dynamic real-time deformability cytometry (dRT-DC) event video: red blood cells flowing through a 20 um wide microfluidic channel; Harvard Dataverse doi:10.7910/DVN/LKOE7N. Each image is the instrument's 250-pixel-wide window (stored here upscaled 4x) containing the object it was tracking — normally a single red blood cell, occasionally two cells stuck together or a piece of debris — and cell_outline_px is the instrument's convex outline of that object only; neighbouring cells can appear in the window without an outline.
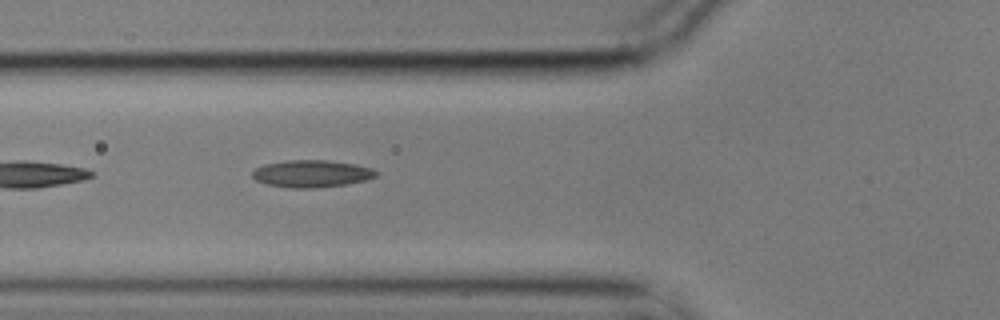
{"species": "common noctule bat (a hibernating species)", "species_latin": "Nyctalus noctula", "temperature_condition": "cold", "stored_images_in_passage": 15, "camera_frame_rate_fps": 3000, "um_per_image_px": 0.085, "animal": {"sex": "male", "body_mass_g": 17.9}, "frame": {"image": 1, "passage_image": 5, "time_ms": 1.333, "image_size_px": [1000, 320], "cell_outline_px": [[380, 172], [376, 176], [364, 180], [348, 184], [316, 188], [292, 188], [268, 184], [256, 180], [252, 176], [252, 172], [256, 168], [264, 164], [284, 160], [328, 160], [356, 164], [372, 168]], "centroid_in_image_um": [26.51, 14.75], "position_along_channel_um": 99.3, "area_um2": 19.71}}